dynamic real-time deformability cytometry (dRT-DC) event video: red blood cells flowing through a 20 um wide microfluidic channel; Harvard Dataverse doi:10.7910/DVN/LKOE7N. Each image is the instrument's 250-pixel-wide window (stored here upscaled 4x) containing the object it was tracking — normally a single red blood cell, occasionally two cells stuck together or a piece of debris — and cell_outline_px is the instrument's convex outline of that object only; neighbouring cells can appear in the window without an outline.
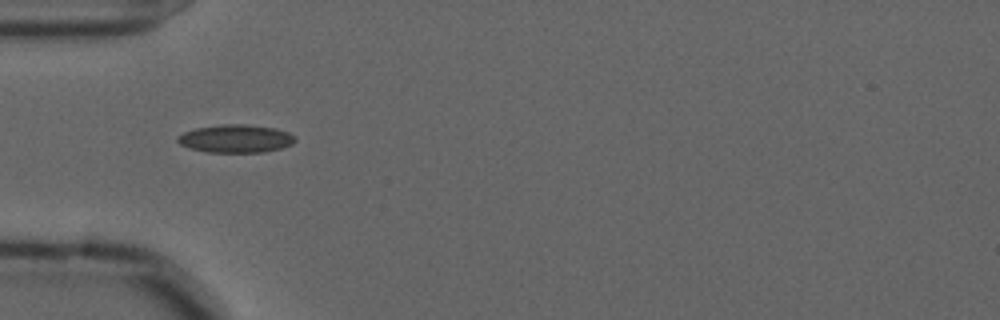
{"species": "common noctule bat (a hibernating species)", "species_latin": "Nyctalus noctula", "temperature_condition": "cold", "stored_images_in_passage": 39, "camera_frame_rate_fps": 3000, "um_per_image_px": 0.085, "animal": {"sex": "male", "forearm_length_mm": 52.5}, "frame": {"image": 1, "passage_image": 2, "time_ms": 0.333, "image_size_px": [1000, 320], "cell_outline_px": [[296, 140], [292, 144], [280, 148], [264, 152], [208, 152], [188, 148], [180, 144], [176, 140], [176, 136], [184, 132], [196, 128], [224, 124], [244, 124], [276, 128], [288, 132], [296, 136]], "centroid_in_image_um": [20.03, 11.78], "position_along_channel_um": 65.0, "area_um2": 19.25}}
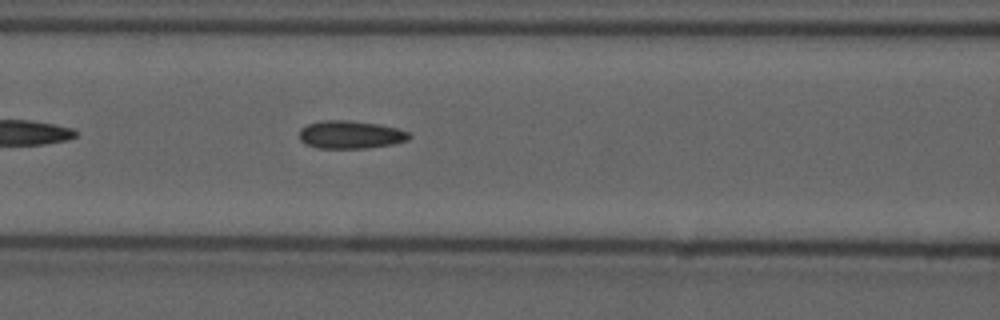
{"frame": {"image": 2, "passage_image": 8, "time_ms": 2.333, "image_size_px": [1000, 320], "cell_outline_px": [[412, 136], [408, 140], [392, 144], [368, 148], [316, 148], [304, 144], [300, 140], [300, 128], [308, 124], [320, 120], [348, 120], [376, 124], [396, 128], [408, 132]], "centroid_in_image_um": [29.76, 11.45], "position_along_channel_um": 136.8, "area_um2": 17.92}}
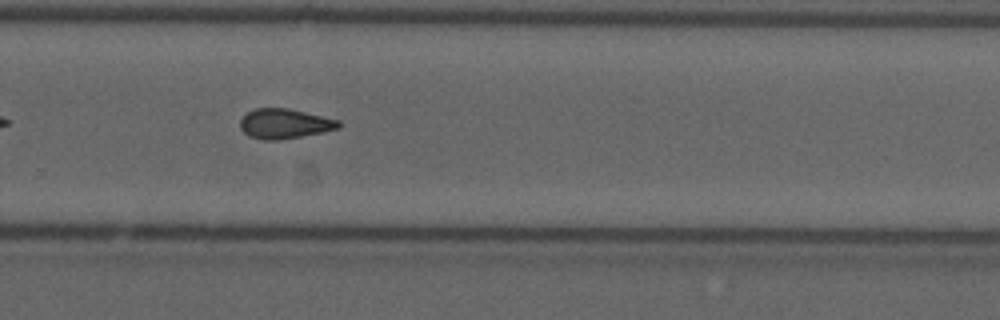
{"frame": {"image": 3, "passage_image": 22, "time_ms": 7.0, "image_size_px": [1000, 320], "cell_outline_px": [[340, 128], [300, 136], [276, 140], [260, 140], [248, 136], [240, 128], [240, 120], [248, 112], [256, 108], [288, 108], [340, 120]], "centroid_in_image_um": [24.16, 10.51], "position_along_channel_um": 305.6, "area_um2": 16.99}, "authors_computed_cell_mechanics": {"area_um2": 16.9354, "velocity_mm_per_s": 3.63, "shape_relaxation_time_tau1_ms": null, "shape_relaxation_time_tau2_ms": 2.9689, "deformation_change_tau1": null, "deformation_change_tau2": 0.101}}